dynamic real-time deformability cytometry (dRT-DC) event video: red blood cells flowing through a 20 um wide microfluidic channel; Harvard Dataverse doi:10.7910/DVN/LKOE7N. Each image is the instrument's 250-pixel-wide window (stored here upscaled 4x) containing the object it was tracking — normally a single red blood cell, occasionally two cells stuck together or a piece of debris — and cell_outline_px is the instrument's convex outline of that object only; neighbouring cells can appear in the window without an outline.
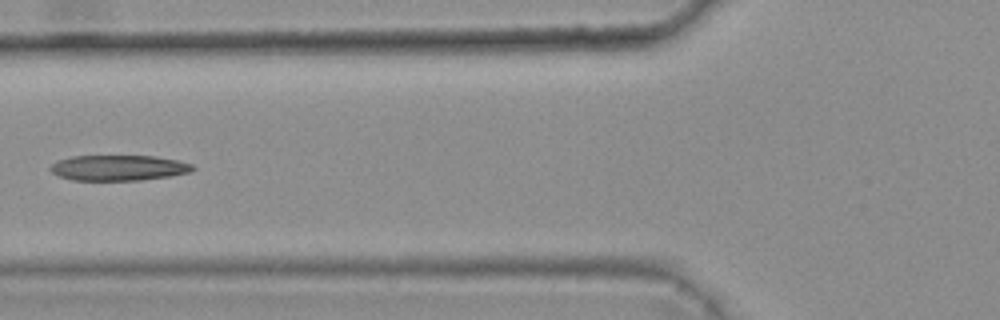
{"species": "common noctule bat (a hibernating species)", "species_latin": "Nyctalus noctula", "temperature_condition": "warm", "stored_images_in_passage": 4, "camera_frame_rate_fps": 3000, "um_per_image_px": 0.085, "animal": {"sex": "female", "body_mass_g": 25.1}, "frame": {"image": 1, "passage_image": 4, "time_ms": 1.0, "image_size_px": [1000, 320], "cell_outline_px": [[196, 168], [192, 172], [168, 176], [140, 180], [72, 180], [60, 176], [52, 172], [48, 168], [56, 160], [72, 156], [156, 156], [176, 160], [192, 164]], "centroid_in_image_um": [10.07, 14.26], "position_along_channel_um": 115.7, "area_um2": 21.15}}